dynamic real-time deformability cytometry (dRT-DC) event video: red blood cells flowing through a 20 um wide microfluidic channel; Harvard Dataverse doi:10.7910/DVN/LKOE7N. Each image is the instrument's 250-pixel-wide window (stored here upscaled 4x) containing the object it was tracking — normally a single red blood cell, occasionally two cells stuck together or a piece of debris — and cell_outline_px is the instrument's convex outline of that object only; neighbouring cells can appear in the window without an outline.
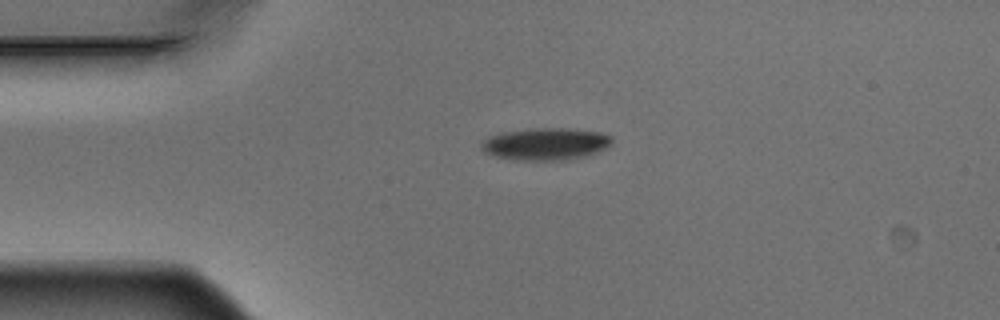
{"species": "Egyptian fruit bat (a non-hibernating species)", "species_latin": "Rousettus aegyptiacus", "temperature_condition": "warm", "stored_images_in_passage": 2, "camera_frame_rate_fps": 3000, "um_per_image_px": 0.085, "animal": {"sex": "male"}, "frame": {"image": 1, "passage_image": 1, "time_ms": 0.0, "image_size_px": [1000, 320], "cell_outline_px": [[612, 140], [604, 148], [596, 152], [584, 156], [552, 160], [528, 160], [496, 156], [484, 152], [480, 148], [480, 144], [488, 136], [500, 132], [536, 128], [564, 128], [600, 132], [612, 136]], "centroid_in_image_um": [46.33, 12.21], "position_along_channel_um": 38.7, "area_um2": 23.99}}